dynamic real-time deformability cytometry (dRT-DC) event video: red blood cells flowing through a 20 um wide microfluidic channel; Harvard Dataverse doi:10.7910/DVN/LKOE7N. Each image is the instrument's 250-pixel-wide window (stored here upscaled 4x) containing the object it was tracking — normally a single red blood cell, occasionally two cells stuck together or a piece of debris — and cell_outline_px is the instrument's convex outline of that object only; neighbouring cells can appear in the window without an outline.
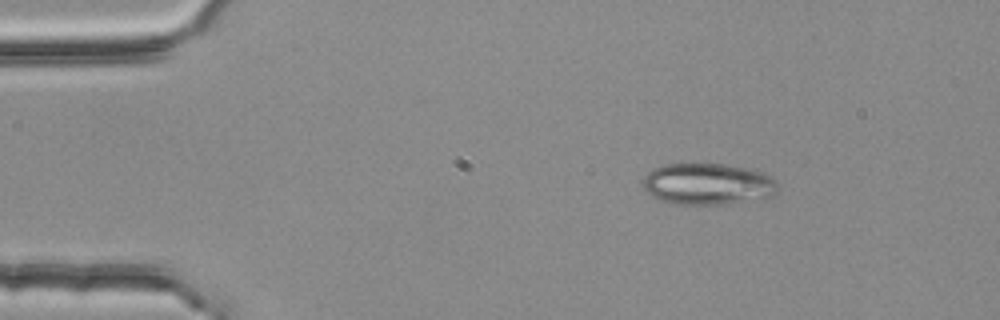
{"species": "common noctule bat (a hibernating species)", "species_latin": "Nyctalus noctula", "temperature_condition": "room temperature", "stored_images_in_passage": 4, "camera_frame_rate_fps": 3000, "um_per_image_px": 0.085, "animal": {"sex": "female", "body_mass_g": 25.1}, "frame": {"image": 1, "passage_image": 1, "time_ms": 0.0, "image_size_px": [1000, 320], "cell_outline_px": [[776, 192], [772, 196], [764, 200], [728, 204], [672, 204], [660, 200], [644, 192], [644, 176], [652, 168], [664, 164], [696, 160], [724, 164], [748, 168], [764, 172], [772, 176], [776, 180]], "centroid_in_image_um": [60.16, 15.61], "position_along_channel_um": 24.8, "area_um2": 34.1}}